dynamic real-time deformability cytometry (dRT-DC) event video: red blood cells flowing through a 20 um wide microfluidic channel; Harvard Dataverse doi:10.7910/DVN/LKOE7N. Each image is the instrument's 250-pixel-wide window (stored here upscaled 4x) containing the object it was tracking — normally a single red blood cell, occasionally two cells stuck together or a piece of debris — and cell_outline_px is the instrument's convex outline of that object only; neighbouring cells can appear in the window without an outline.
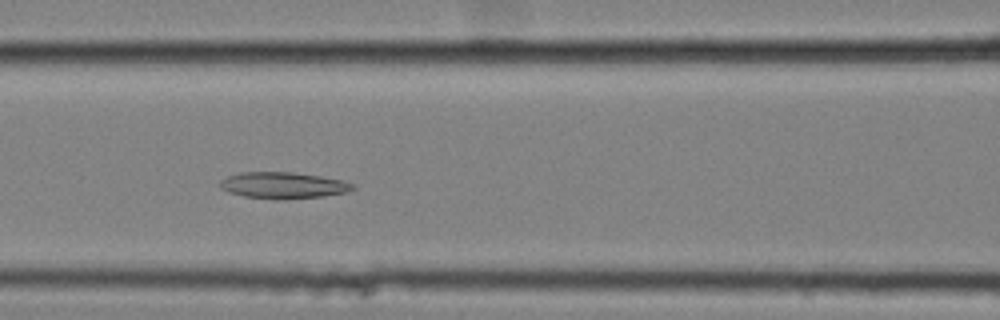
{"species": "common noctule bat (a hibernating species)", "species_latin": "Nyctalus noctula", "temperature_condition": "cold", "stored_images_in_passage": 36, "camera_frame_rate_fps": 3000, "um_per_image_px": 0.085, "animal": {"sex": "female", "body_mass_g": 25.1}, "frame": {"image": 1, "passage_image": 10, "time_ms": 3.0, "image_size_px": [1000, 320], "cell_outline_px": [[356, 188], [348, 192], [324, 196], [280, 200], [276, 200], [244, 196], [228, 192], [220, 188], [220, 180], [228, 176], [240, 172], [292, 172], [320, 176], [340, 180], [356, 184]], "centroid_in_image_um": [24.08, 15.76], "position_along_channel_um": 142.5, "area_um2": 20.58}}
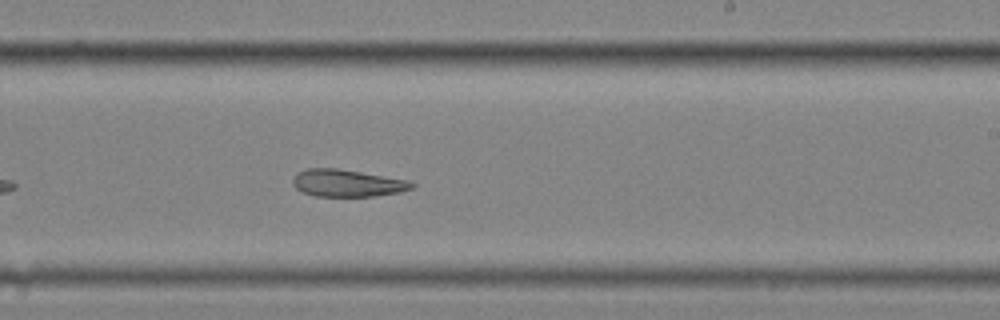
{"frame": {"image": 2, "passage_image": 20, "time_ms": 6.333, "image_size_px": [1000, 320], "cell_outline_px": [[416, 184], [412, 188], [400, 192], [376, 196], [316, 196], [304, 192], [296, 188], [292, 184], [292, 180], [296, 172], [304, 168], [336, 168], [408, 180]], "centroid_in_image_um": [29.49, 15.56], "position_along_channel_um": 259.5, "area_um2": 18.84}}
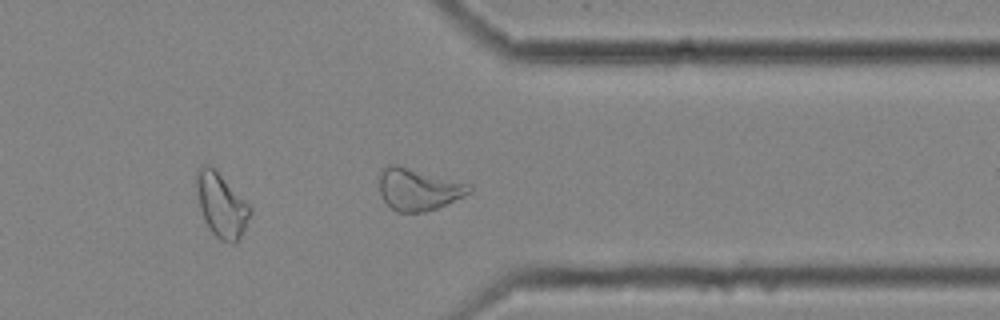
{"frame": {"image": 3, "passage_image": 30, "time_ms": 9.667, "image_size_px": [1000, 320], "cell_outline_px": [[472, 192], [464, 196], [436, 208], [424, 212], [396, 212], [380, 196], [380, 172], [388, 164], [396, 164], [472, 184]], "centroid_in_image_um": [35.57, 16.08], "position_along_channel_um": 375.8, "area_um2": 22.02}}